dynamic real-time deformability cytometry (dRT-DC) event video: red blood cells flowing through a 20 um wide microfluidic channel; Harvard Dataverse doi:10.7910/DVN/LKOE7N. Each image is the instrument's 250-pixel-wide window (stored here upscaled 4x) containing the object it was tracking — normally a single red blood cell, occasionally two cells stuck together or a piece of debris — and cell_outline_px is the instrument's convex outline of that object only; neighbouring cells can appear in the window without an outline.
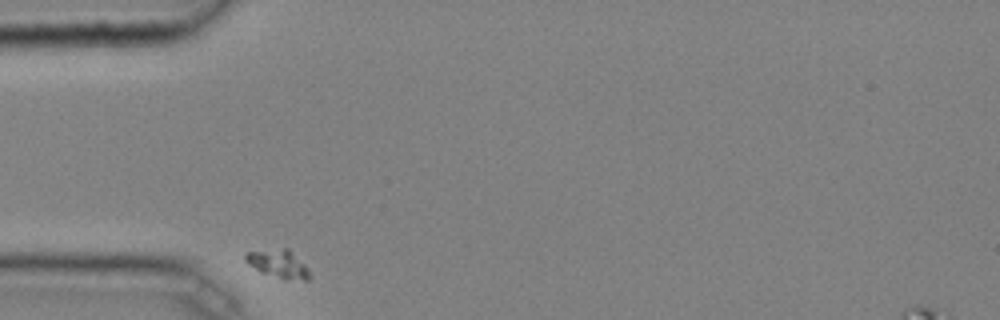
{"species": "common noctule bat (a hibernating species)", "species_latin": "Nyctalus noctula", "temperature_condition": "cold", "stored_images_in_passage": 33, "camera_frame_rate_fps": 3000, "um_per_image_px": 0.085, "animal": {"sex": "male", "body_mass_g": 20.4}, "frame": {"image": 1, "passage_image": 1, "time_ms": 0.0, "image_size_px": [1000, 320], "cell_outline_px": [[312, 276], [308, 280], [304, 280], [280, 276], [260, 272], [244, 260], [244, 256], [248, 252], [284, 248], [288, 248], [308, 268]], "centroid_in_image_um": [23.68, 22.4], "position_along_channel_um": 61.3, "area_um2": 10.0}}